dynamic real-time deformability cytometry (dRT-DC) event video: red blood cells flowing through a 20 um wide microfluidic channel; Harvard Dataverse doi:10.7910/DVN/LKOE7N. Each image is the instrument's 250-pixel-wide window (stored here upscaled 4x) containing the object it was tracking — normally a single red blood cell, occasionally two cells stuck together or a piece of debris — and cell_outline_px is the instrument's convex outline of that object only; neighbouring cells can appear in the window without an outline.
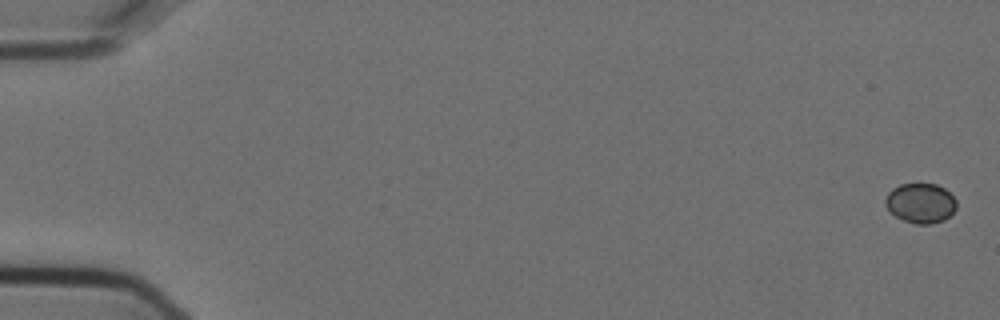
{"species": "Egyptian fruit bat (a non-hibernating species)", "species_latin": "Rousettus aegyptiacus", "temperature_condition": "cold", "stored_images_in_passage": 5, "camera_frame_rate_fps": 3000, "um_per_image_px": 0.085, "animal": {"sex": "female"}, "frame": {"image": 1, "passage_image": 1, "time_ms": 0.0, "image_size_px": [1000, 320], "cell_outline_px": [[956, 208], [944, 220], [932, 224], [916, 224], [904, 220], [896, 216], [884, 204], [884, 200], [888, 192], [892, 188], [900, 184], [936, 184], [944, 188], [956, 200]], "centroid_in_image_um": [78.23, 17.26], "position_along_channel_um": 6.8, "area_um2": 16.42}}
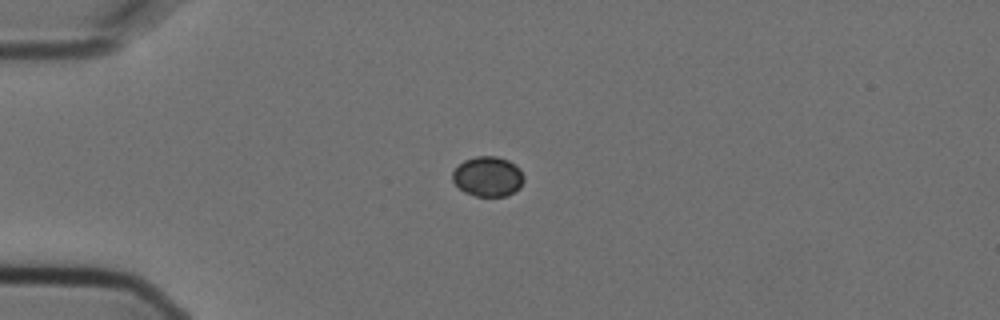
{"frame": {"image": 2, "passage_image": 5, "time_ms": 1.333, "image_size_px": [1000, 320], "cell_outline_px": [[524, 180], [520, 188], [504, 196], [476, 196], [464, 192], [452, 180], [452, 172], [464, 160], [476, 156], [496, 156], [508, 160], [520, 168], [524, 176]], "centroid_in_image_um": [41.48, 14.99], "position_along_channel_um": 43.5, "area_um2": 16.59}}